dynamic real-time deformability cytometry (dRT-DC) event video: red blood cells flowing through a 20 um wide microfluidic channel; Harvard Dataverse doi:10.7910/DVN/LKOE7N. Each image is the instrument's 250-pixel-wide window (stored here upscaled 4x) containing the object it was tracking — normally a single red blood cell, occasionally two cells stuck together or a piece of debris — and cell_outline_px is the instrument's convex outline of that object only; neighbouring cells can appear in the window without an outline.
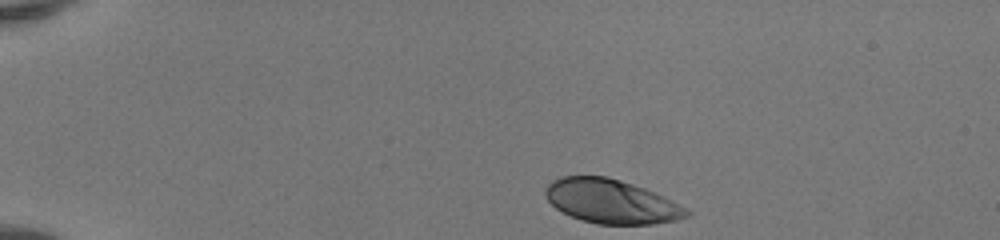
{"species": "human", "species_latin": "Homo sapiens", "temperature_condition": "room temperature", "stored_images_in_passage": 37, "camera_frame_rate_fps": 3000, "um_per_image_px": 0.085, "donor": {"sex": "female"}, "frame": {"image": 1, "passage_image": 1, "time_ms": 0.0, "image_size_px": [1000, 240], "cell_outline_px": [[692, 212], [688, 216], [676, 220], [652, 224], [596, 224], [572, 216], [556, 208], [548, 200], [544, 192], [544, 188], [552, 180], [560, 176], [608, 176], [656, 192], [664, 196]], "centroid_in_image_um": [51.95, 17.11], "position_along_channel_um": 33.1, "area_um2": 36.07}}
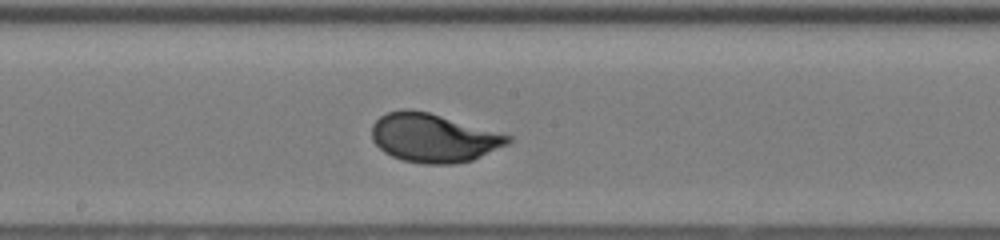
{"frame": {"image": 2, "passage_image": 20, "time_ms": 6.333, "image_size_px": [1000, 240], "cell_outline_px": [[512, 140], [508, 144], [472, 160], [452, 164], [424, 164], [404, 160], [392, 156], [384, 152], [372, 140], [372, 124], [380, 116], [388, 112], [404, 108], [408, 108], [428, 112], [512, 136]], "centroid_in_image_um": [36.82, 11.71], "position_along_channel_um": 211.4, "area_um2": 38.38}}
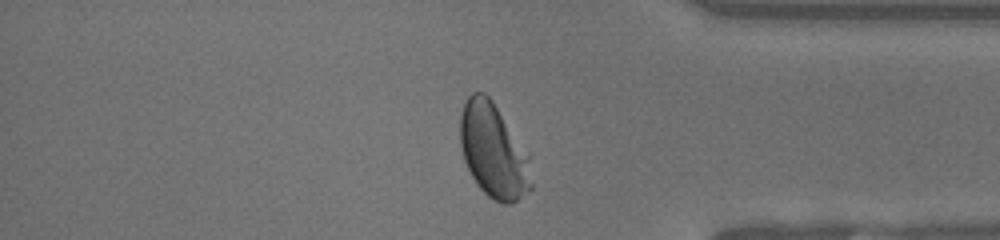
{"frame": {"image": 3, "passage_image": 34, "time_ms": 11.0, "image_size_px": [1000, 240], "cell_outline_px": [[532, 188], [528, 192], [512, 204], [504, 204], [492, 200], [476, 184], [464, 160], [460, 144], [460, 116], [464, 104], [468, 96], [472, 92], [484, 92], [492, 100], [528, 156], [532, 184]], "centroid_in_image_um": [41.91, 12.85], "position_along_channel_um": 393.3, "area_um2": 38.67}, "authors_computed_cell_mechanics": {"area_um2": 37.6278, "velocity_mm_per_s": 4.1242, "shape_relaxation_time_tau1_ms": 2.0383, "shape_relaxation_time_tau2_ms": null, "deformation_change_tau1": 0.1452, "deformation_change_tau2": null}}